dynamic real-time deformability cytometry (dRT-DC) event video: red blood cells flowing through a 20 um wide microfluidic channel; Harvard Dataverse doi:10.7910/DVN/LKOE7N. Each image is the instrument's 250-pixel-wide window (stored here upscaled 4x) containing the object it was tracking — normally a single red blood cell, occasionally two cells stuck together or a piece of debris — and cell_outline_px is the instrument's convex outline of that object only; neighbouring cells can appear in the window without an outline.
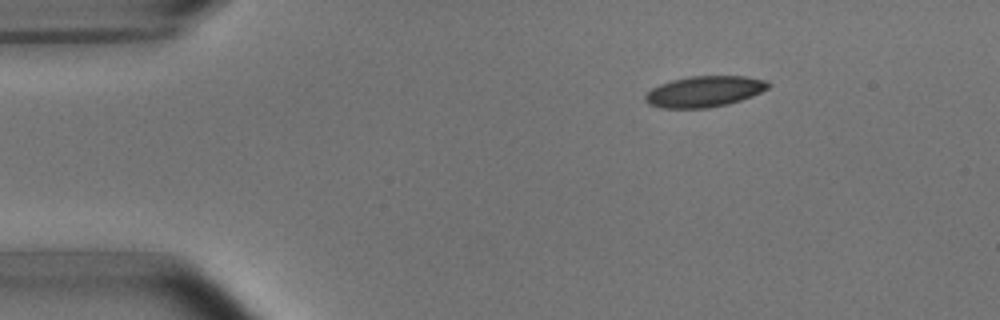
{"species": "common noctule bat (a hibernating species)", "species_latin": "Nyctalus noctula", "temperature_condition": "room temperature", "stored_images_in_passage": 4, "segment_of_instrument_passage": [1, 2], "camera_frame_rate_fps": 3000, "um_per_image_px": 0.085, "animal": {"sex": "male", "body_mass_g": 15.6}, "frame": {"image": 1, "passage_image": 1, "time_ms": 0.0, "image_size_px": [1000, 320], "cell_outline_px": [[772, 84], [768, 88], [752, 96], [728, 104], [708, 108], [660, 108], [648, 104], [644, 100], [644, 96], [652, 88], [660, 84], [672, 80], [688, 76], [744, 76], [764, 80]], "centroid_in_image_um": [59.85, 7.78], "position_along_channel_um": 25.2, "area_um2": 22.2}}